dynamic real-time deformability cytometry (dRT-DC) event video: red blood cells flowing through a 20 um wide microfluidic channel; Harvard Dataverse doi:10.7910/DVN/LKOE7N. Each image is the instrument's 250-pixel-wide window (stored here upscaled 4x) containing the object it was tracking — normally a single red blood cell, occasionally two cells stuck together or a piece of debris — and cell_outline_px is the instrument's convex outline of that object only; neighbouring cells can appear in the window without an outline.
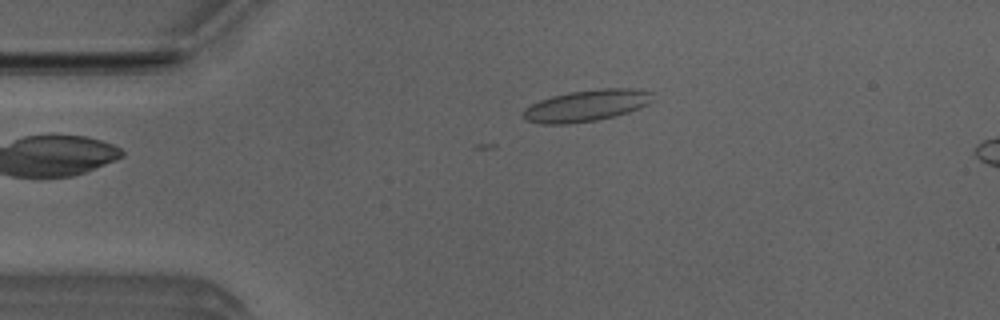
{"species": "Egyptian fruit bat (a non-hibernating species)", "species_latin": "Rousettus aegyptiacus", "temperature_condition": "room temperature", "stored_images_in_passage": 4, "camera_frame_rate_fps": 3000, "um_per_image_px": 0.085, "animal": {"sex": "male"}, "frame": {"image": 1, "passage_image": 4, "time_ms": 1.0, "image_size_px": [1000, 320], "cell_outline_px": [[652, 100], [648, 104], [640, 108], [616, 116], [596, 120], [568, 124], [540, 124], [528, 120], [524, 116], [524, 108], [540, 100], [552, 96], [568, 92], [600, 88], [632, 88], [652, 92]], "centroid_in_image_um": [49.87, 8.97], "position_along_channel_um": 35.1, "area_um2": 23.76}}